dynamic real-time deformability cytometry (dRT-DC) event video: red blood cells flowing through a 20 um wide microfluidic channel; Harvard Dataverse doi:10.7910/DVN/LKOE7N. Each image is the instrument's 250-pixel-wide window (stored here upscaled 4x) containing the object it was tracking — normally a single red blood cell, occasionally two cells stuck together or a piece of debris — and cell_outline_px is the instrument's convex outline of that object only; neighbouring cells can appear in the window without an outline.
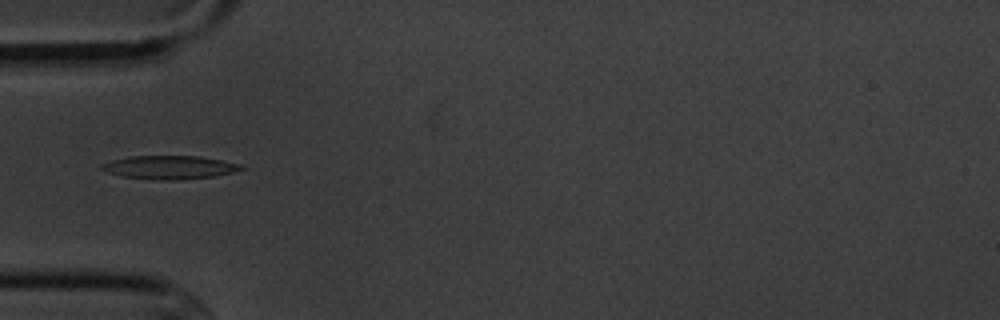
{"species": "common noctule bat (a hibernating species)", "species_latin": "Nyctalus noctula", "temperature_condition": "cold", "stored_images_in_passage": 5, "camera_frame_rate_fps": 3000, "um_per_image_px": 0.085, "animal": {"sex": "male", "body_mass_g": 20.1, "forearm_length_mm": 53.5}, "frame": {"image": 1, "passage_image": 5, "time_ms": 4.667, "image_size_px": [1000, 320], "cell_outline_px": [[248, 168], [232, 172], [212, 176], [172, 180], [152, 180], [120, 176], [104, 172], [100, 168], [100, 164], [112, 160], [128, 156], [200, 156], [240, 164]], "centroid_in_image_um": [14.34, 14.22], "position_along_channel_um": 70.7, "area_um2": 19.13}}